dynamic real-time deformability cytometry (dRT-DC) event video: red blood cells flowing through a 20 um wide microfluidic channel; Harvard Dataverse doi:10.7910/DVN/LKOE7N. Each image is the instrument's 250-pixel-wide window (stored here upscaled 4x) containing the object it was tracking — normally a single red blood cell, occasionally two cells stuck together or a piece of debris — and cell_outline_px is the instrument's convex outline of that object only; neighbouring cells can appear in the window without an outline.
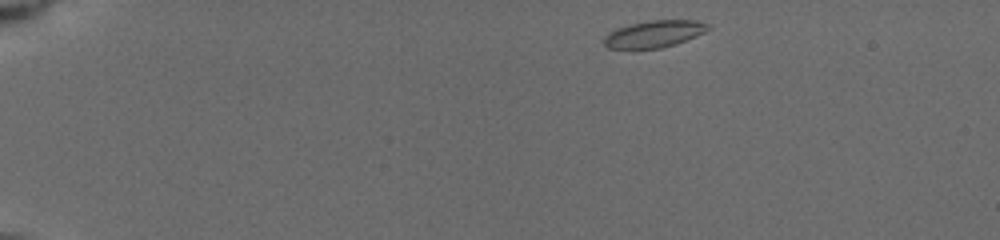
{"species": "common noctule bat (a hibernating species)", "species_latin": "Nyctalus noctula", "temperature_condition": "cold", "stored_images_in_passage": 22, "camera_frame_rate_fps": 3000, "um_per_image_px": 0.085, "animal": {"sex": "female", "body_mass_g": 19.5, "forearm_length_mm": 54.1}, "frame": {"image": 1, "passage_image": 1, "time_ms": 0.0, "image_size_px": [1000, 240], "cell_outline_px": [[712, 28], [696, 36], [676, 44], [660, 48], [608, 48], [604, 44], [604, 36], [620, 28], [632, 24], [648, 20], [696, 20], [712, 24]], "centroid_in_image_um": [55.69, 2.87], "position_along_channel_um": 29.3, "area_um2": 16.18}}
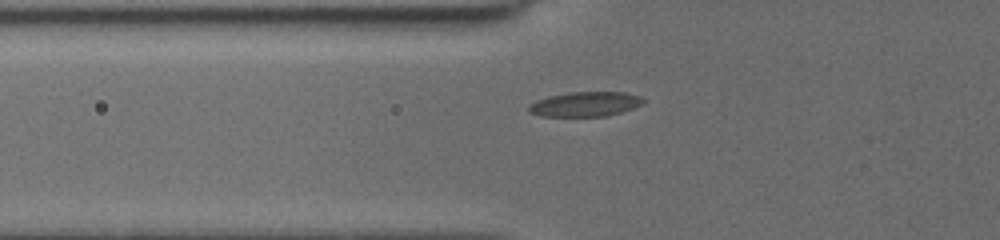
{"frame": {"image": 2, "passage_image": 18, "time_ms": 3.667, "image_size_px": [1000, 240], "cell_outline_px": [[644, 104], [620, 112], [604, 116], [540, 116], [528, 112], [528, 104], [536, 100], [548, 96], [568, 92], [624, 92], [640, 96], [644, 100]], "centroid_in_image_um": [49.7, 8.84], "position_along_channel_um": 76.1, "area_um2": 16.53}}
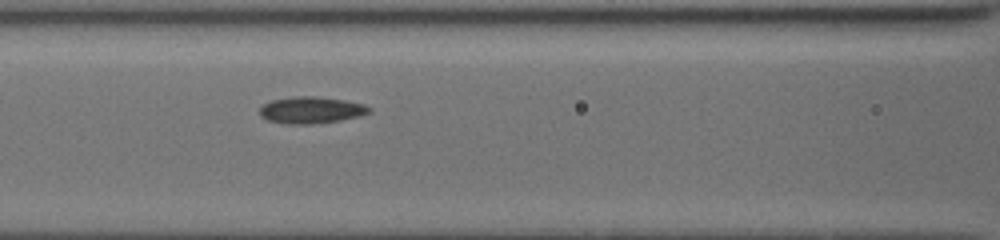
{"frame": {"image": 3, "passage_image": 22, "time_ms": 5.333, "image_size_px": [1000, 240], "cell_outline_px": [[368, 112], [356, 116], [336, 120], [308, 124], [288, 124], [268, 120], [260, 116], [260, 108], [264, 104], [272, 100], [292, 96], [312, 96], [344, 100], [364, 104], [368, 108]], "centroid_in_image_um": [26.35, 9.34], "position_along_channel_um": 140.2, "area_um2": 16.53}}